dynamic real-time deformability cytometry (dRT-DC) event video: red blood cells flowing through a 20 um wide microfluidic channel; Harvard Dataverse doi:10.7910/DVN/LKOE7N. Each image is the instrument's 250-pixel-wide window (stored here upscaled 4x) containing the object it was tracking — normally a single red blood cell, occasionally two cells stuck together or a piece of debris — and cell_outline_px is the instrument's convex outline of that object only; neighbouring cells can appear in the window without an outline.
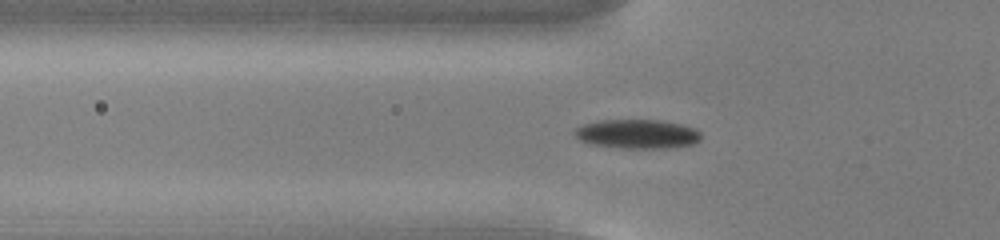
{"species": "common noctule bat (a hibernating species)", "species_latin": "Nyctalus noctula", "temperature_condition": "cold", "stored_images_in_passage": 46, "camera_frame_rate_fps": 3000, "um_per_image_px": 0.085, "animal": {"sex": "male", "body_mass_g": 13.0, "forearm_length_mm": 53.1}, "frame": {"image": 1, "passage_image": 10, "time_ms": 3.0, "image_size_px": [1000, 240], "cell_outline_px": [[700, 140], [696, 144], [668, 148], [624, 148], [592, 144], [580, 140], [572, 132], [576, 128], [584, 124], [600, 120], [664, 120], [696, 128], [700, 132]], "centroid_in_image_um": [54.21, 11.38], "position_along_channel_um": 71.6, "area_um2": 21.56}}
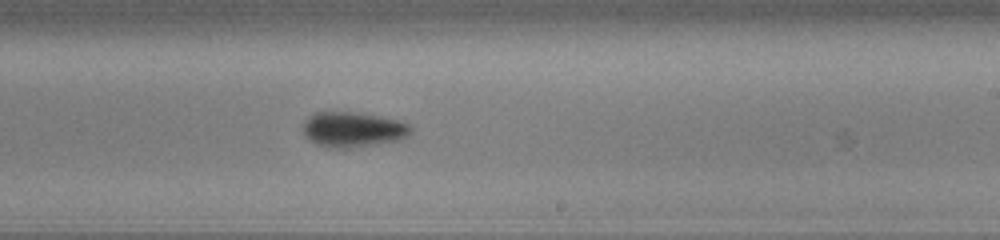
{"frame": {"image": 2, "passage_image": 25, "time_ms": 8.0, "image_size_px": [1000, 240], "cell_outline_px": [[412, 132], [408, 136], [400, 140], [348, 148], [328, 148], [316, 144], [304, 136], [304, 120], [308, 116], [316, 112], [356, 112], [380, 116], [400, 120], [408, 124], [412, 128]], "centroid_in_image_um": [30.01, 11.0], "position_along_channel_um": 259.0, "area_um2": 22.25}}
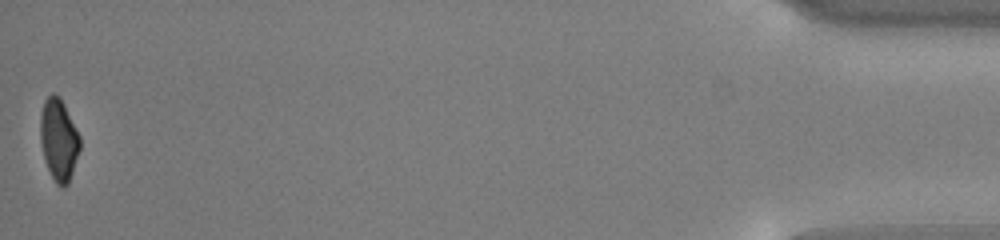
{"frame": {"image": 3, "passage_image": 46, "time_ms": 15.0, "image_size_px": [1000, 240], "cell_outline_px": [[80, 148], [68, 184], [64, 188], [60, 188], [56, 184], [44, 160], [40, 140], [40, 116], [44, 100], [52, 92], [60, 96], [80, 136]], "centroid_in_image_um": [4.98, 11.87], "position_along_channel_um": 430.2, "area_um2": 18.96}, "authors_computed_cell_mechanics": {"area_um2": 20.519, "velocity_mm_per_s": 3.7604, "shape_relaxation_time_tau1_ms": 2.7074, "shape_relaxation_time_tau2_ms": null, "deformation_change_tau1": 0.1088, "deformation_change_tau2": null}}